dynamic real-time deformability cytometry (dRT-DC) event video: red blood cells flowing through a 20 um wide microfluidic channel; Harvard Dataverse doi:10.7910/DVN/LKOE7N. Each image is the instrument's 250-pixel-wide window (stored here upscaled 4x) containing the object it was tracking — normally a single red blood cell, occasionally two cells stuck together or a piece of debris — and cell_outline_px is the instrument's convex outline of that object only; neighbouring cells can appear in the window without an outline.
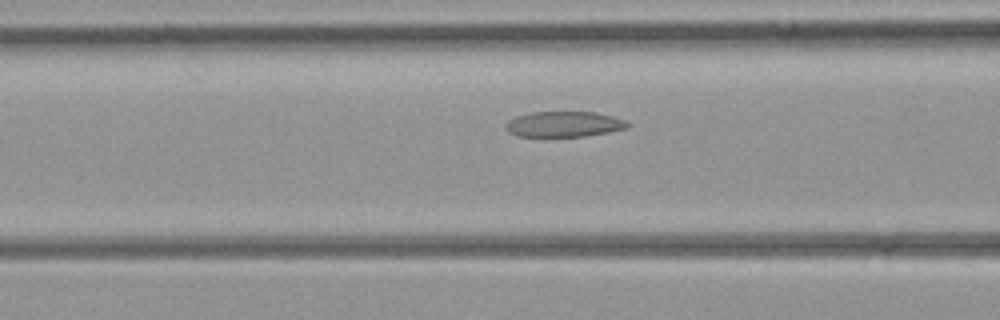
{"species": "common noctule bat (a hibernating species)", "species_latin": "Nyctalus noctula", "temperature_condition": "room temperature", "stored_images_in_passage": 25, "camera_frame_rate_fps": 3000, "um_per_image_px": 0.085, "animal": {"sex": "female", "body_mass_g": 21.9}, "frame": {"image": 1, "passage_image": 5, "time_ms": 1.333, "image_size_px": [1000, 320], "cell_outline_px": [[632, 124], [628, 128], [608, 132], [584, 136], [516, 136], [508, 132], [504, 128], [504, 124], [508, 120], [516, 116], [532, 112], [596, 112], [628, 120]], "centroid_in_image_um": [47.95, 10.55], "position_along_channel_um": 118.7, "area_um2": 18.32}}
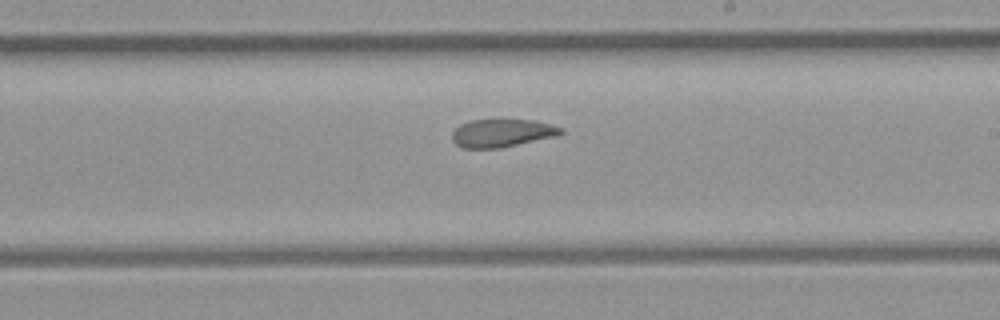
{"frame": {"image": 2, "passage_image": 13, "time_ms": 4.0, "image_size_px": [1000, 320], "cell_outline_px": [[564, 132], [556, 136], [500, 148], [460, 148], [452, 140], [452, 132], [460, 124], [468, 120], [532, 120], [564, 128]], "centroid_in_image_um": [42.63, 11.31], "position_along_channel_um": 246.4, "area_um2": 17.69}}
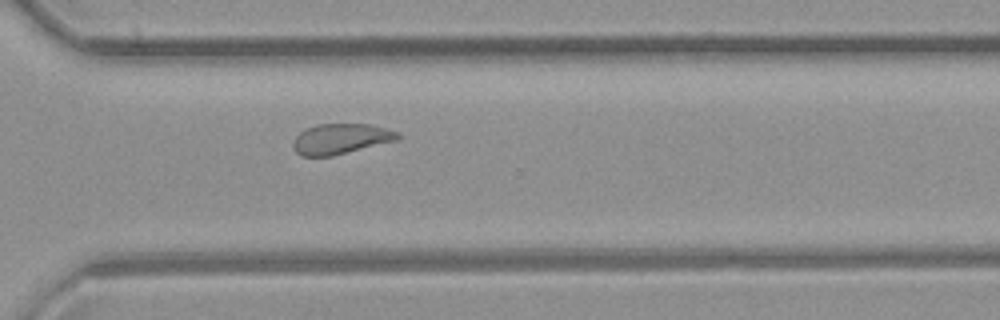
{"frame": {"image": 3, "passage_image": 19, "time_ms": 6.0, "image_size_px": [1000, 320], "cell_outline_px": [[400, 136], [396, 140], [332, 156], [300, 156], [292, 148], [292, 144], [296, 136], [300, 132], [316, 124], [368, 124], [400, 132]], "centroid_in_image_um": [28.93, 11.8], "position_along_channel_um": 341.7, "area_um2": 18.38}}